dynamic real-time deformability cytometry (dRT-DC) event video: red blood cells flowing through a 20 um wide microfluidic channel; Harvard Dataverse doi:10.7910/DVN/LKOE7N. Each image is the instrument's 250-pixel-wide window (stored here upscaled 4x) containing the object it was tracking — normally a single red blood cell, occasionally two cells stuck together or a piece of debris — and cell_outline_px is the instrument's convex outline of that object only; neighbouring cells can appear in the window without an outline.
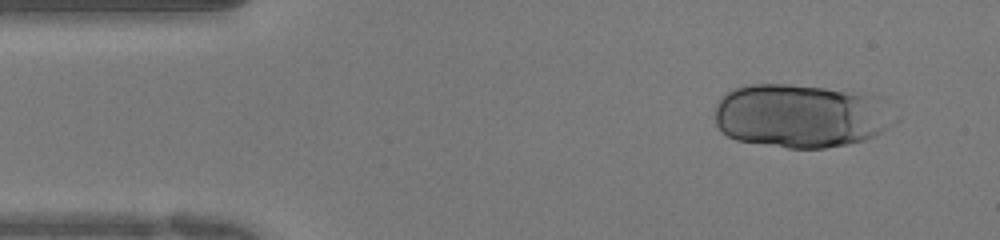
{"species": "human", "species_latin": "Homo sapiens", "temperature_condition": "warm", "stored_images_in_passage": 49, "camera_frame_rate_fps": 3000, "um_per_image_px": 0.085, "donor": {"sex": "female"}, "frame": {"image": 1, "passage_image": 4, "time_ms": 1.0, "image_size_px": [1000, 240], "cell_outline_px": [[900, 120], [880, 132], [864, 140], [848, 144], [824, 148], [788, 148], [736, 140], [728, 136], [716, 124], [716, 104], [732, 88], [748, 84], [792, 84], [824, 88], [864, 96], [900, 116]], "centroid_in_image_um": [67.99, 9.87], "position_along_channel_um": 17.0, "area_um2": 65.72}}